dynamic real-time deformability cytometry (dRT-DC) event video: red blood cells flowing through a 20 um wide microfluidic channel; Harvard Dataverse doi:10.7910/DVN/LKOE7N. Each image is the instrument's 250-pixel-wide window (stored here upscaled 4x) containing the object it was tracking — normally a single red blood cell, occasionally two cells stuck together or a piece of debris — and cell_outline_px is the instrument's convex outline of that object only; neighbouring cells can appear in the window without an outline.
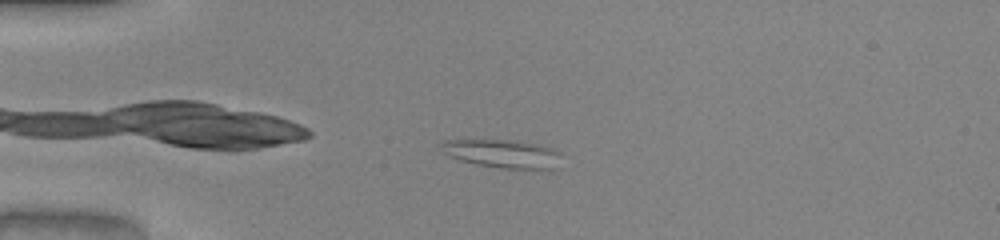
{"species": "common noctule bat (a hibernating species)", "species_latin": "Nyctalus noctula", "temperature_condition": "warm", "stored_images_in_passage": 38, "camera_frame_rate_fps": 3000, "um_per_image_px": 0.085, "animal": {"sex": "male", "body_mass_g": 20.0, "forearm_length_mm": 53.3}, "frame": {"image": 1, "passage_image": 3, "time_ms": 0.667, "image_size_px": [1000, 240], "cell_outline_px": [[560, 168], [552, 172], [500, 168], [476, 164], [460, 160], [448, 156], [440, 152], [436, 144], [444, 140], [516, 140], [540, 144], [552, 148], [560, 152]], "centroid_in_image_um": [42.79, 13.1], "position_along_channel_um": 42.2, "area_um2": 21.1}}
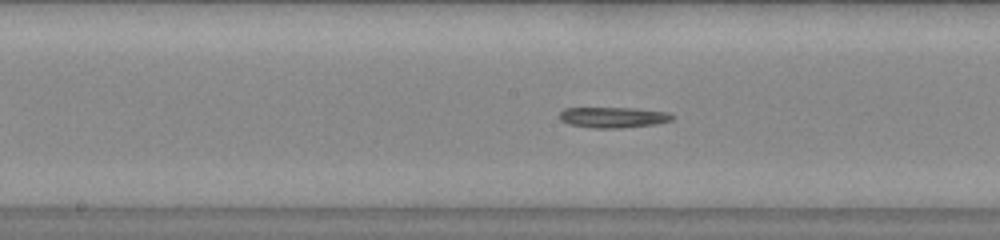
{"frame": {"image": 2, "passage_image": 17, "time_ms": 5.333, "image_size_px": [1000, 240], "cell_outline_px": [[676, 116], [672, 120], [656, 124], [620, 128], [592, 128], [568, 124], [560, 120], [560, 112], [564, 108], [636, 108], [668, 112]], "centroid_in_image_um": [52.14, 9.97], "position_along_channel_um": 196.1, "area_um2": 13.7}}
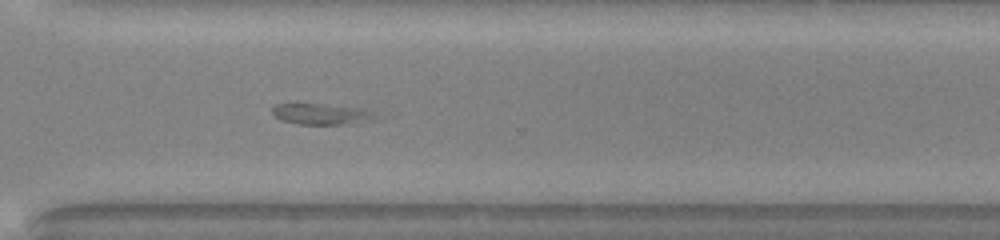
{"frame": {"image": 3, "passage_image": 28, "time_ms": 9.0, "image_size_px": [1000, 240], "cell_outline_px": [[376, 116], [340, 124], [296, 124], [280, 120], [272, 112], [272, 108], [276, 104], [316, 104], [364, 108], [376, 112]], "centroid_in_image_um": [27.2, 9.67], "position_along_channel_um": 343.4, "area_um2": 12.02}, "authors_computed_cell_mechanics": {"area_um2": 13.6119, "velocity_mm_per_s": 3.9907, "shape_relaxation_time_tau1_ms": 1.078, "shape_relaxation_time_tau2_ms": 2.445, "deformation_change_tau1": 0.101, "deformation_change_tau2": 0.0665}}